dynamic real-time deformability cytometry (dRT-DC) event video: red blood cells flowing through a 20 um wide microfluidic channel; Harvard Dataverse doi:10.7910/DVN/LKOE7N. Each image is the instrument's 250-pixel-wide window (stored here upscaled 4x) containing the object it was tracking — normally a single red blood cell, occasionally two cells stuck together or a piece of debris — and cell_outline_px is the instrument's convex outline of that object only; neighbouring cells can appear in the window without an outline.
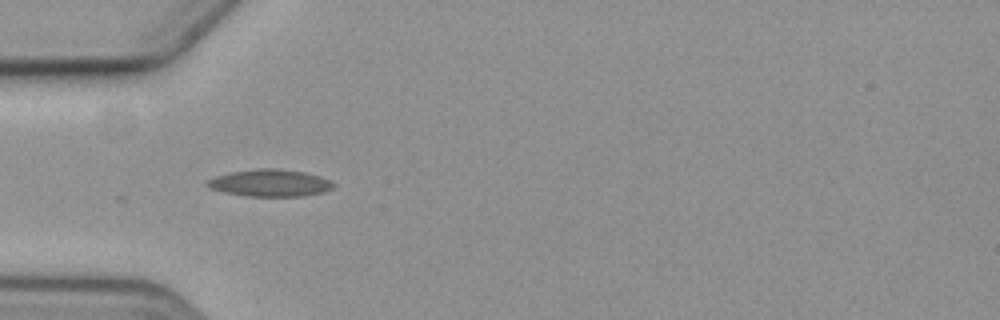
{"species": "common noctule bat (a hibernating species)", "species_latin": "Nyctalus noctula", "temperature_condition": "cold", "stored_images_in_passage": 9, "camera_frame_rate_fps": 3000, "um_per_image_px": 0.085, "animal": {"sex": "female", "body_mass_g": 19.3, "forearm_length_mm": 54.1}, "frame": {"image": 1, "passage_image": 6, "time_ms": 6.0, "image_size_px": [1000, 320], "cell_outline_px": [[336, 184], [332, 188], [320, 192], [300, 196], [244, 196], [224, 192], [212, 188], [204, 184], [204, 180], [216, 176], [232, 172], [260, 168], [276, 168], [304, 172], [320, 176]], "centroid_in_image_um": [22.9, 15.55], "position_along_channel_um": 62.1, "area_um2": 19.77}}
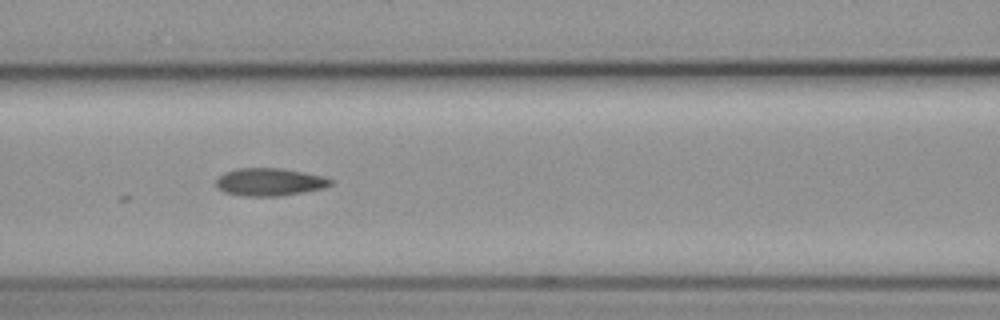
{"frame": {"image": 2, "passage_image": 8, "time_ms": 8.333, "image_size_px": [1000, 320], "cell_outline_px": [[332, 184], [324, 188], [304, 192], [280, 196], [240, 196], [224, 192], [216, 184], [216, 180], [224, 172], [236, 168], [280, 168], [304, 172], [324, 176], [332, 180]], "centroid_in_image_um": [22.92, 15.47], "position_along_channel_um": 143.7, "area_um2": 18.55}}
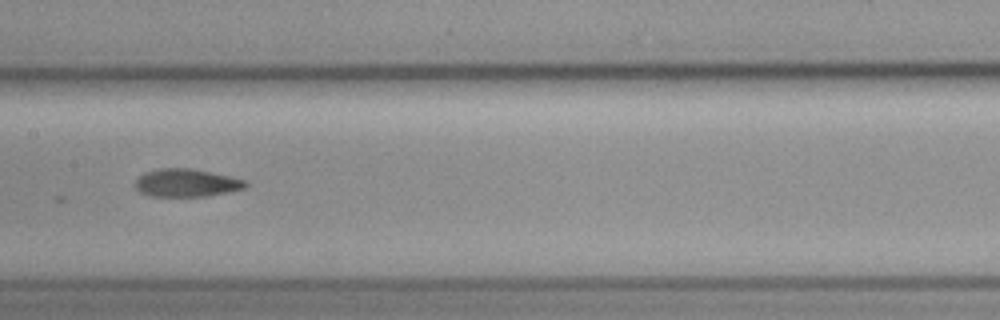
{"frame": {"image": 3, "passage_image": 9, "time_ms": 9.667, "image_size_px": [1000, 320], "cell_outline_px": [[248, 184], [244, 188], [228, 192], [208, 196], [148, 196], [140, 192], [136, 188], [136, 180], [144, 172], [160, 168], [192, 168], [212, 172], [248, 180]], "centroid_in_image_um": [15.87, 15.54], "position_along_channel_um": 191.5, "area_um2": 18.03}}